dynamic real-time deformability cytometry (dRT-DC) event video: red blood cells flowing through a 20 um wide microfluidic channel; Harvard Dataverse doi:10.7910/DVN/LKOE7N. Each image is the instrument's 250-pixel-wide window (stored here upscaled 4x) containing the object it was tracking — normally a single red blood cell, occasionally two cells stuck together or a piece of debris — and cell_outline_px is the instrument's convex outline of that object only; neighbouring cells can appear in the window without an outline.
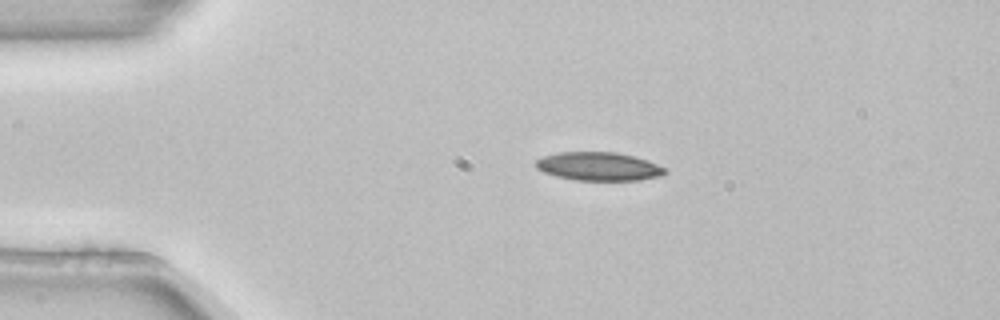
{"species": "common noctule bat (a hibernating species)", "species_latin": "Nyctalus noctula", "temperature_condition": "room temperature", "stored_images_in_passage": 2, "camera_frame_rate_fps": 3000, "um_per_image_px": 0.085, "animal": {"sex": "female", "body_mass_g": 22.7, "forearm_length_mm": 54.2}, "frame": {"image": 1, "passage_image": 1, "time_ms": 0.0, "image_size_px": [1000, 320], "cell_outline_px": [[668, 172], [660, 176], [640, 180], [576, 180], [556, 176], [544, 172], [536, 168], [536, 160], [544, 156], [560, 152], [616, 152], [636, 156], [648, 160], [664, 168]], "centroid_in_image_um": [50.91, 14.14], "position_along_channel_um": 34.1, "area_um2": 21.39}}